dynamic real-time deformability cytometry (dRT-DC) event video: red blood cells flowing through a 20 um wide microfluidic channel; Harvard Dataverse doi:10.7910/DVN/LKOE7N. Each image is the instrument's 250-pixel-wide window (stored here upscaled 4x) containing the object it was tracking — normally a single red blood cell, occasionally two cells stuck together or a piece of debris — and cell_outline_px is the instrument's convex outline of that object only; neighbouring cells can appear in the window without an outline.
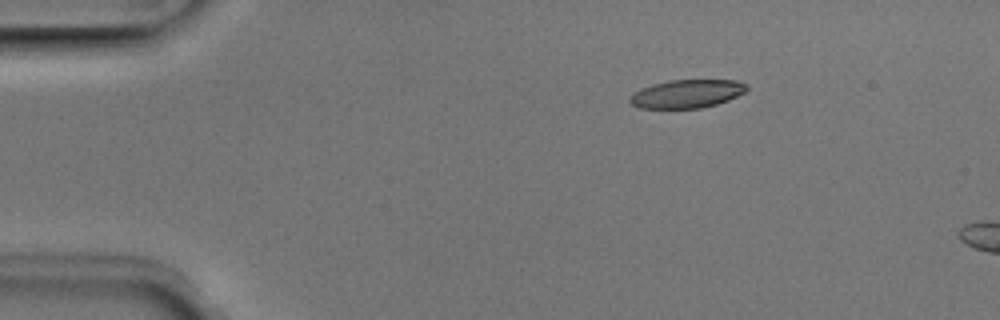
{"species": "Egyptian fruit bat (a non-hibernating species)", "species_latin": "Rousettus aegyptiacus", "temperature_condition": "room temperature", "stored_images_in_passage": 4, "camera_frame_rate_fps": 3000, "um_per_image_px": 0.085, "animal": {"sex": "male"}, "frame": {"image": 1, "passage_image": 4, "time_ms": 1.0, "image_size_px": [1000, 320], "cell_outline_px": [[748, 92], [728, 100], [716, 104], [700, 108], [640, 108], [632, 104], [628, 100], [636, 92], [652, 84], [668, 80], [740, 80], [748, 84]], "centroid_in_image_um": [58.47, 7.96], "position_along_channel_um": 26.5, "area_um2": 19.31}}